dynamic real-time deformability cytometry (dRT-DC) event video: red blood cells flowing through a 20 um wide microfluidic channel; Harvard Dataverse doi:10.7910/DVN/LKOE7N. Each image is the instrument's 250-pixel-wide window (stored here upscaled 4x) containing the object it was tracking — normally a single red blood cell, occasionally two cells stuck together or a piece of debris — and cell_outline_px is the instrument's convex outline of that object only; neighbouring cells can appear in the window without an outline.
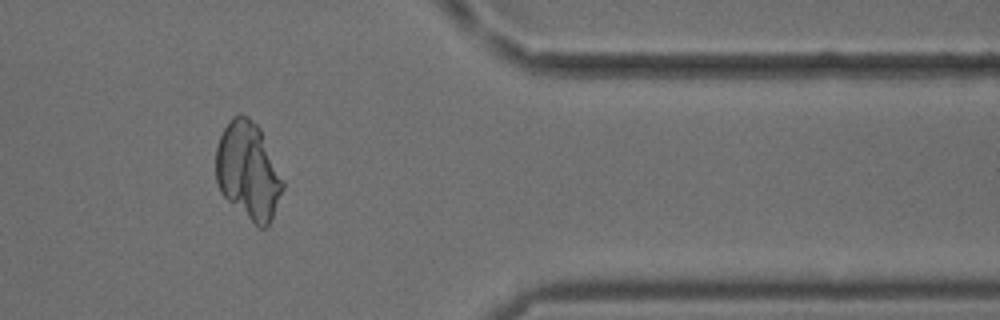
{"species": "common noctule bat (a hibernating species)", "species_latin": "Nyctalus noctula", "temperature_condition": "cold", "stored_images_in_passage": 49, "camera_frame_rate_fps": 3000, "um_per_image_px": 0.085, "animal": {"sex": "male", "body_mass_g": 18.8}, "frame": {"image": 1, "passage_image": 42, "time_ms": 13.667, "image_size_px": [1000, 320], "cell_outline_px": [[284, 188], [272, 220], [264, 228], [260, 228], [228, 200], [220, 192], [216, 180], [216, 148], [220, 136], [224, 128], [232, 116], [240, 112], [248, 116], [260, 128], [284, 180]], "centroid_in_image_um": [21.11, 14.49], "position_along_channel_um": 390.3, "area_um2": 37.97}}